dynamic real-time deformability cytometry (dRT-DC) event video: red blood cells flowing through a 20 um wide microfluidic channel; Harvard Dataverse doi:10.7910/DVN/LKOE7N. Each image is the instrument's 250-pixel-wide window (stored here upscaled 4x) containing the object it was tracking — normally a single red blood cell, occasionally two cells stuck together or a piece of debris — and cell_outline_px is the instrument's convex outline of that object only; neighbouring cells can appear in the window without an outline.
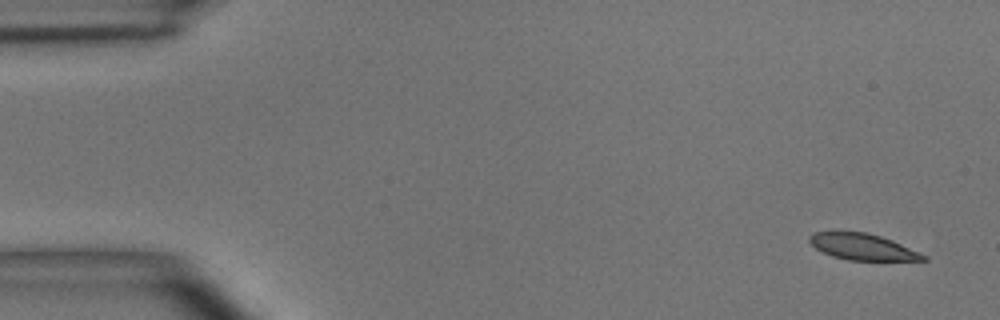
{"species": "common noctule bat (a hibernating species)", "species_latin": "Nyctalus noctula", "temperature_condition": "room temperature", "stored_images_in_passage": 4, "camera_frame_rate_fps": 3000, "um_per_image_px": 0.085, "animal": {"sex": "male", "body_mass_g": 15.6}, "frame": {"image": 1, "passage_image": 1, "time_ms": 0.0, "image_size_px": [1000, 320], "cell_outline_px": [[928, 260], [848, 260], [832, 256], [816, 248], [808, 240], [808, 236], [812, 232], [836, 228], [864, 232], [880, 236], [892, 240], [920, 252], [928, 256]], "centroid_in_image_um": [73.24, 20.92], "position_along_channel_um": 11.8, "area_um2": 18.03}}
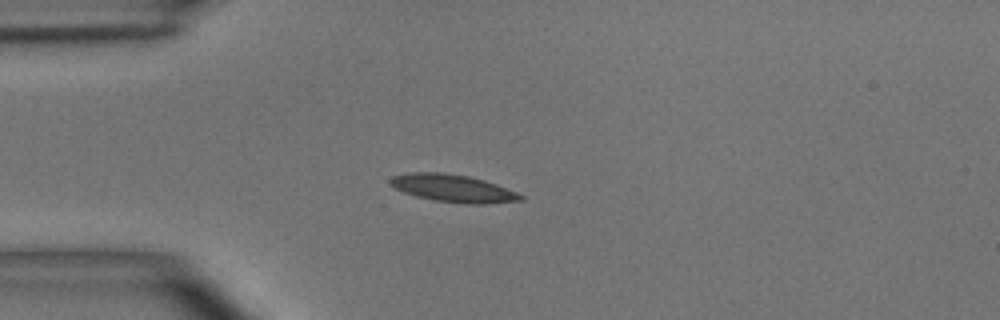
{"frame": {"image": 2, "passage_image": 3, "time_ms": 3.667, "image_size_px": [1000, 320], "cell_outline_px": [[524, 200], [484, 204], [468, 204], [436, 200], [416, 196], [404, 192], [388, 184], [388, 180], [392, 176], [408, 172], [444, 172], [468, 176], [484, 180], [496, 184], [516, 192], [524, 196]], "centroid_in_image_um": [38.49, 15.99], "position_along_channel_um": 46.5, "area_um2": 20.92}}